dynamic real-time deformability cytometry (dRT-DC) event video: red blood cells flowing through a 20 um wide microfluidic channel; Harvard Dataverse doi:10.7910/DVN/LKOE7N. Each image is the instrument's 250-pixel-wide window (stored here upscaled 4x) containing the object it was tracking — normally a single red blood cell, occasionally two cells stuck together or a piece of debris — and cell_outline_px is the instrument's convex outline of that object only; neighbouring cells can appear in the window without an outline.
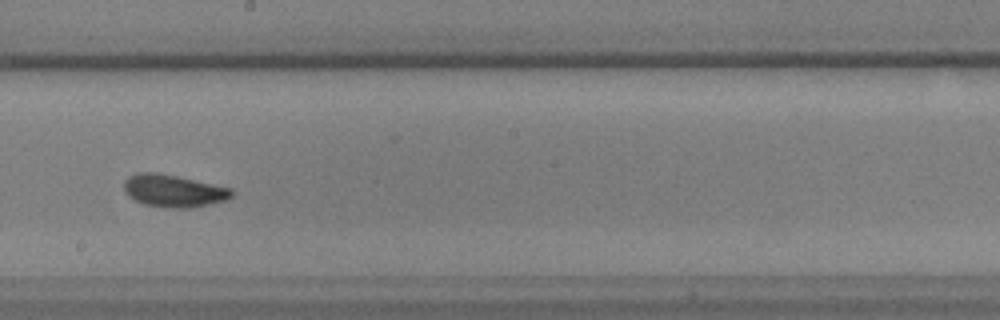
{"species": "common noctule bat (a hibernating species)", "species_latin": "Nyctalus noctula", "temperature_condition": "warm", "stored_images_in_passage": 38, "camera_frame_rate_fps": 3000, "um_per_image_px": 0.085, "animal": {"sex": "male", "body_mass_g": 17.9, "forearm_length_mm": 54.2}, "frame": {"image": 1, "passage_image": 17, "time_ms": 5.333, "image_size_px": [1000, 320], "cell_outline_px": [[236, 192], [232, 196], [224, 200], [208, 204], [188, 208], [172, 208], [144, 204], [128, 196], [124, 192], [124, 180], [128, 176], [140, 172], [156, 172], [176, 176], [232, 188]], "centroid_in_image_um": [14.74, 16.21], "position_along_channel_um": 233.5, "area_um2": 20.23}}